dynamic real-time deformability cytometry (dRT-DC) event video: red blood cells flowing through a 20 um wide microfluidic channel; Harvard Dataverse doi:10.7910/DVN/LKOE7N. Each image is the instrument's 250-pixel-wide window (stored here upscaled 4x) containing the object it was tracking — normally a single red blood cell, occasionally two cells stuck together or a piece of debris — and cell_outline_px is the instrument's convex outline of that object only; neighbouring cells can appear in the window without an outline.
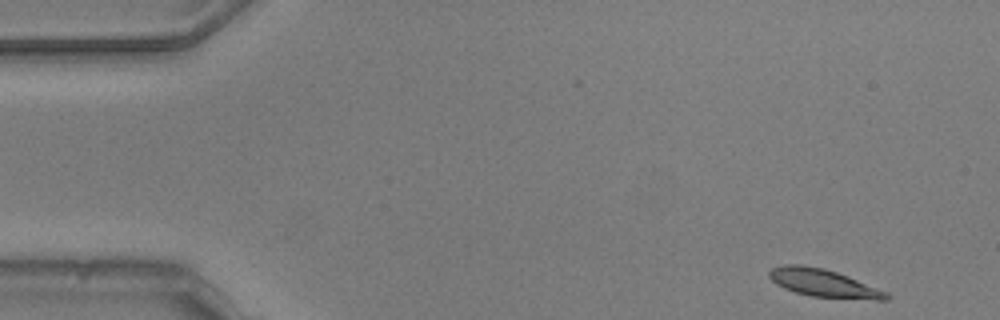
{"species": "common noctule bat (a hibernating species)", "species_latin": "Nyctalus noctula", "temperature_condition": "warm", "stored_images_in_passage": 14, "camera_frame_rate_fps": 3000, "um_per_image_px": 0.085, "animal": {"sex": "male", "body_mass_g": 20.5, "forearm_length_mm": 52.5}, "frame": {"image": 1, "passage_image": 1, "time_ms": 0.0, "image_size_px": [1000, 320], "cell_outline_px": [[892, 296], [888, 300], [876, 300], [812, 296], [796, 292], [784, 288], [776, 284], [768, 276], [768, 272], [772, 268], [784, 264], [800, 264], [824, 268], [848, 276], [888, 292]], "centroid_in_image_um": [70.02, 24.06], "position_along_channel_um": 15.0, "area_um2": 19.02}}